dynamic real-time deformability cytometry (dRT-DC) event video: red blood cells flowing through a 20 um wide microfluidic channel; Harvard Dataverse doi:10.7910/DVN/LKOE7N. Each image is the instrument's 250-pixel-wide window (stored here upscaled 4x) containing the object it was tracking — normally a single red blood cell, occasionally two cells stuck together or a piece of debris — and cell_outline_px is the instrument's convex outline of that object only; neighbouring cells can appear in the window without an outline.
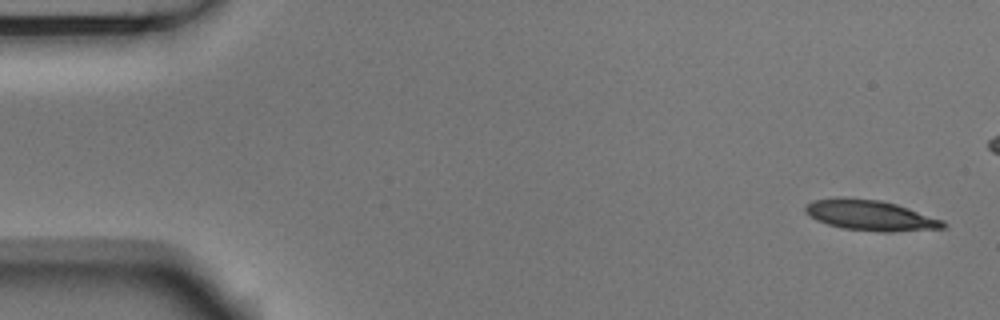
{"species": "Egyptian fruit bat (a non-hibernating species)", "species_latin": "Rousettus aegyptiacus", "temperature_condition": "room temperature", "stored_images_in_passage": 7, "camera_frame_rate_fps": 3000, "um_per_image_px": 0.085, "animal": {"sex": "male"}, "frame": {"image": 1, "passage_image": 1, "time_ms": 0.0, "image_size_px": [1000, 320], "cell_outline_px": [[948, 228], [892, 232], [880, 232], [844, 228], [828, 224], [816, 220], [804, 212], [804, 208], [812, 200], [880, 200], [896, 204], [944, 220], [948, 224]], "centroid_in_image_um": [74.09, 18.36], "position_along_channel_um": 10.9, "area_um2": 23.76}}
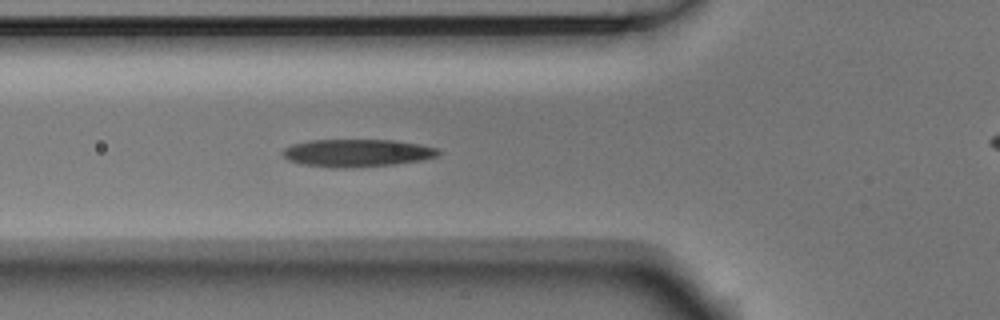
{"frame": {"image": 2, "passage_image": 6, "time_ms": 1.667, "image_size_px": [1000, 320], "cell_outline_px": [[444, 152], [436, 156], [424, 160], [396, 164], [352, 168], [332, 168], [300, 164], [288, 160], [280, 152], [284, 148], [292, 144], [308, 140], [396, 140], [420, 144], [440, 148]], "centroid_in_image_um": [30.38, 13.0], "position_along_channel_um": 95.4, "area_um2": 25.61}}